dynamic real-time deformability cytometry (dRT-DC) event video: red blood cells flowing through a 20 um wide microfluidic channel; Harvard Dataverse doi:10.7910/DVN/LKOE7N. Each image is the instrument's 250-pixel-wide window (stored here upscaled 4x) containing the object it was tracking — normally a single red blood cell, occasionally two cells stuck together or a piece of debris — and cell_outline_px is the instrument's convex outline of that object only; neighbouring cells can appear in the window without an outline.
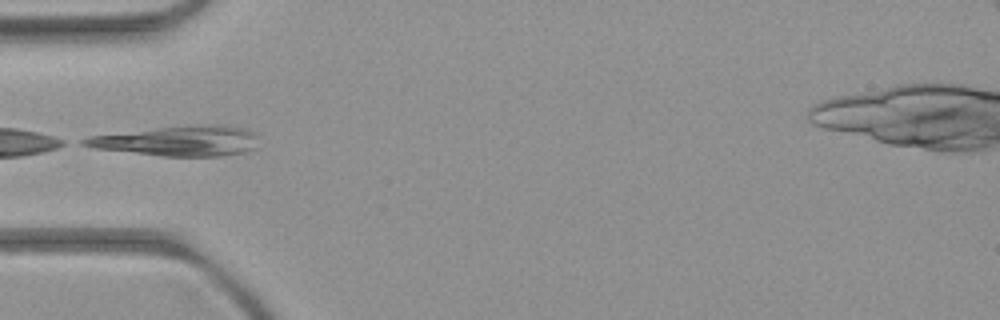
{"species": "common noctule bat (a hibernating species)", "species_latin": "Nyctalus noctula", "temperature_condition": "room temperature", "stored_images_in_passage": 3, "camera_frame_rate_fps": 3000, "um_per_image_px": 0.085, "animal": {"sex": "female", "body_mass_g": 21.9}, "frame": {"image": 1, "passage_image": 2, "time_ms": 1.333, "image_size_px": [1000, 320], "cell_outline_px": [[256, 148], [248, 152], [224, 156], [164, 156], [92, 148], [80, 144], [80, 140], [88, 136], [156, 128], [192, 124], [228, 124], [248, 128], [256, 132]], "centroid_in_image_um": [15.22, 11.96], "position_along_channel_um": 69.8, "area_um2": 31.15}}
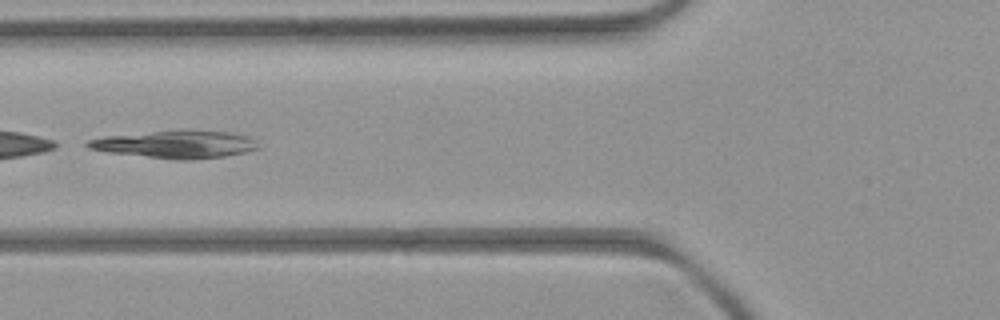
{"frame": {"image": 2, "passage_image": 3, "time_ms": 2.333, "image_size_px": [1000, 320], "cell_outline_px": [[260, 148], [244, 152], [224, 156], [192, 160], [180, 160], [108, 152], [88, 148], [84, 144], [88, 140], [104, 136], [184, 128], [232, 132], [248, 136], [256, 140]], "centroid_in_image_um": [14.96, 12.24], "position_along_channel_um": 110.8, "area_um2": 27.98}}